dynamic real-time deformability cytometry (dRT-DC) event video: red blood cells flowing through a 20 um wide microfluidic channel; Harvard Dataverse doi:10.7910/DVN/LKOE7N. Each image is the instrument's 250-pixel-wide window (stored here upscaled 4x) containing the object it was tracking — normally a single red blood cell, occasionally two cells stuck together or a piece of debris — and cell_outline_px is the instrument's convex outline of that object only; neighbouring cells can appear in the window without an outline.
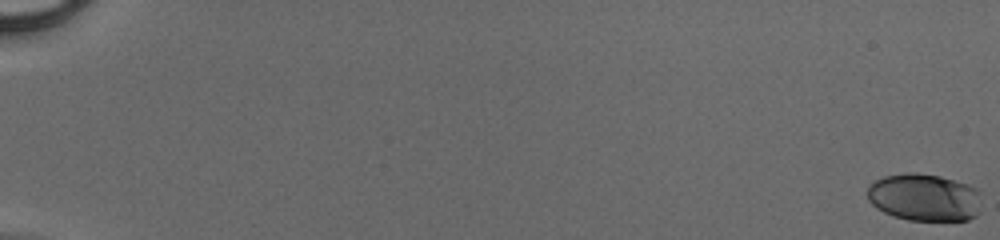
{"species": "human", "species_latin": "Homo sapiens", "temperature_condition": "cold", "stored_images_in_passage": 51, "camera_frame_rate_fps": 3000, "um_per_image_px": 0.085, "donor": {"sex": "male"}, "frame": {"image": 1, "passage_image": 1, "time_ms": 0.0, "image_size_px": [1000, 240], "cell_outline_px": [[980, 192], [976, 216], [968, 220], [908, 220], [884, 212], [876, 208], [868, 200], [868, 184], [884, 176], [904, 172], [916, 172], [940, 176], [968, 184], [976, 188]], "centroid_in_image_um": [78.54, 16.76], "position_along_channel_um": 6.5, "area_um2": 31.56}}
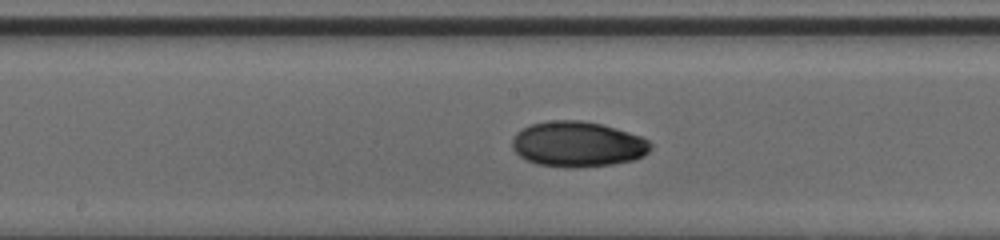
{"frame": {"image": 2, "passage_image": 30, "time_ms": 9.667, "image_size_px": [1000, 240], "cell_outline_px": [[652, 148], [644, 156], [632, 160], [612, 164], [568, 168], [564, 168], [536, 164], [520, 156], [512, 148], [512, 140], [516, 132], [532, 124], [548, 120], [580, 120], [600, 124], [616, 128], [640, 136], [648, 140], [652, 144]], "centroid_in_image_um": [49.1, 12.26], "position_along_channel_um": 199.1, "area_um2": 36.65}}
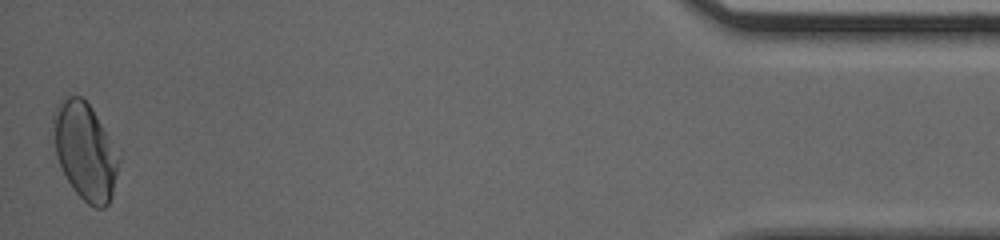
{"frame": {"image": 3, "passage_image": 51, "time_ms": 16.667, "image_size_px": [1000, 240], "cell_outline_px": [[120, 160], [112, 196], [108, 204], [104, 208], [96, 208], [88, 204], [72, 188], [56, 156], [52, 120], [52, 116], [56, 104], [60, 100], [68, 96], [80, 96], [92, 108], [120, 156]], "centroid_in_image_um": [7.22, 12.85], "position_along_channel_um": 428.0, "area_um2": 36.82}}